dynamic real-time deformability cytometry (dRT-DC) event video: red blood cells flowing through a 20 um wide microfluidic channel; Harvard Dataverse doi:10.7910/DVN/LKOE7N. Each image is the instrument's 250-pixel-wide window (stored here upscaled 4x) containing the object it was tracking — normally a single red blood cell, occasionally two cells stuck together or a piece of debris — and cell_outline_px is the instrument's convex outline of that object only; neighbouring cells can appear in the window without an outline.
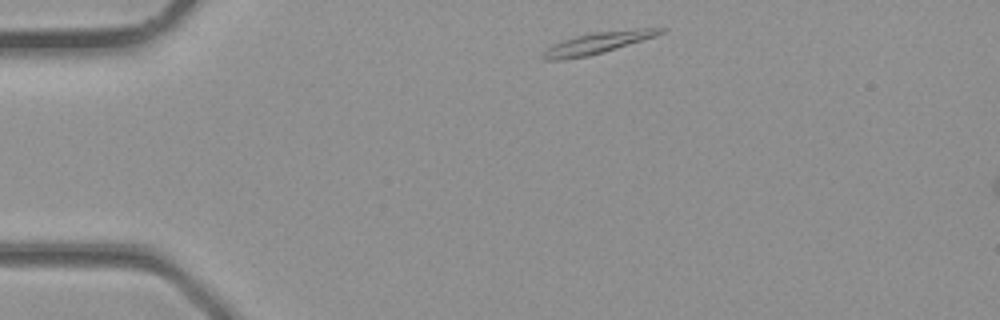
{"species": "common noctule bat (a hibernating species)", "species_latin": "Nyctalus noctula", "temperature_condition": "room temperature", "stored_images_in_passage": 3, "camera_frame_rate_fps": 3000, "um_per_image_px": 0.085, "animal": {"sex": "male", "body_mass_g": 23.1, "forearm_length_mm": 52.7}, "frame": {"image": 1, "passage_image": 1, "time_ms": 0.0, "image_size_px": [1000, 320], "cell_outline_px": [[668, 28], [664, 32], [656, 36], [604, 52], [588, 56], [564, 60], [544, 60], [540, 56], [552, 44], [576, 36], [592, 32], [636, 28]], "centroid_in_image_um": [50.81, 3.64], "position_along_channel_um": 34.2, "area_um2": 14.8}}